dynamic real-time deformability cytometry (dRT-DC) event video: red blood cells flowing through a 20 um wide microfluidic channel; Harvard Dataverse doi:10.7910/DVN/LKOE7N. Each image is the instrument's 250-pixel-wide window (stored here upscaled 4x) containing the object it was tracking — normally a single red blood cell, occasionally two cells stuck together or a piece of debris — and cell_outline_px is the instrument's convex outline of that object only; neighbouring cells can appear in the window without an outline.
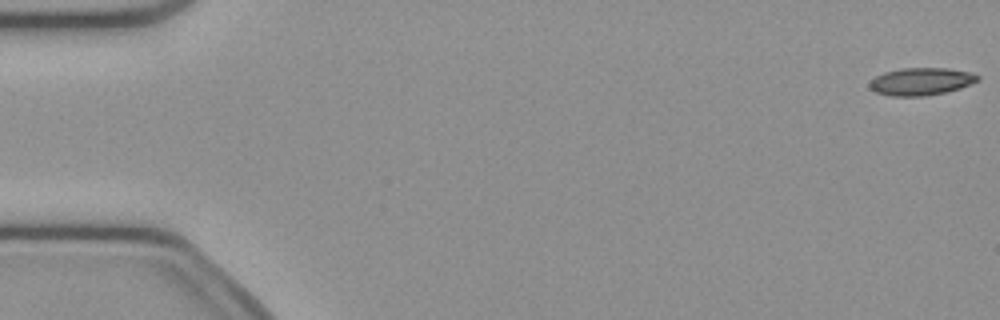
{"species": "common noctule bat (a hibernating species)", "species_latin": "Nyctalus noctula", "temperature_condition": "cold", "stored_images_in_passage": 5, "camera_frame_rate_fps": 3000, "um_per_image_px": 0.085, "animal": {"sex": "female", "body_mass_g": 21.9}, "frame": {"image": 1, "passage_image": 1, "time_ms": 0.0, "image_size_px": [1000, 320], "cell_outline_px": [[980, 80], [960, 88], [944, 92], [924, 96], [892, 96], [876, 92], [868, 88], [868, 84], [876, 76], [884, 72], [900, 68], [948, 68], [968, 72], [980, 76]], "centroid_in_image_um": [78.27, 6.92], "position_along_channel_um": 6.7, "area_um2": 17.28}}